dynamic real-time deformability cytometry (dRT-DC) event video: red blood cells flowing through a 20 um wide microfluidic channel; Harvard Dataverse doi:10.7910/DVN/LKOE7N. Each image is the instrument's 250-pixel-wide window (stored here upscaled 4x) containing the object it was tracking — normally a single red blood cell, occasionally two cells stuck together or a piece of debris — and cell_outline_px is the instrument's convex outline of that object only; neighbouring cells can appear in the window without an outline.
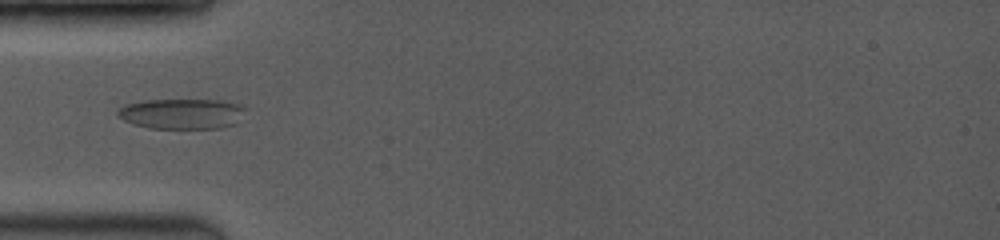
{"species": "common noctule bat (a hibernating species)", "species_latin": "Nyctalus noctula", "temperature_condition": "room temperature", "stored_images_in_passage": 41, "camera_frame_rate_fps": 3500, "um_per_image_px": 0.085, "animal": {"sex": "female", "body_mass_g": 19.0, "forearm_length_mm": 53.3}, "frame": {"image": 1, "passage_image": 1, "time_ms": 0.0, "image_size_px": [1000, 240], "cell_outline_px": [[248, 108], [236, 124], [220, 128], [148, 128], [132, 124], [116, 116], [116, 108], [124, 104], [144, 100], [224, 100], [240, 104]], "centroid_in_image_um": [15.44, 9.66], "position_along_channel_um": 69.6, "area_um2": 23.06}}